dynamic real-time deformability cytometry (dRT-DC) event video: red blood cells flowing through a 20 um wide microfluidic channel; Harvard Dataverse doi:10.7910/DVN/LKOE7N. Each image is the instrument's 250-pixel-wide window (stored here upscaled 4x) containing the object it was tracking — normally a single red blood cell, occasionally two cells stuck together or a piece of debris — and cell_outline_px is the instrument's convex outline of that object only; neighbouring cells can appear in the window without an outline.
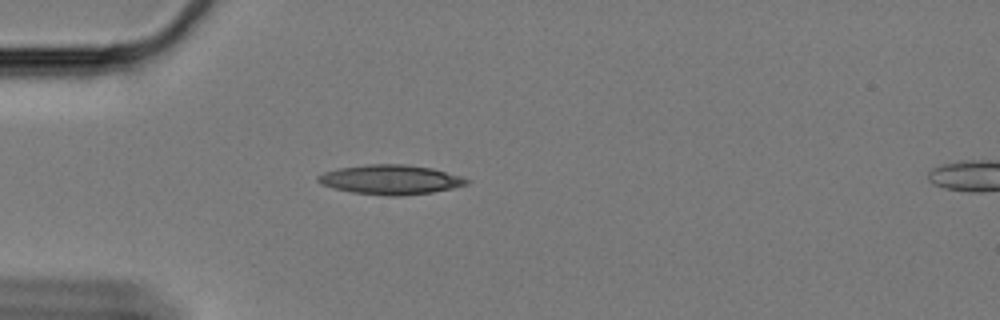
{"species": "Egyptian fruit bat (a non-hibernating species)", "species_latin": "Rousettus aegyptiacus", "temperature_condition": "cold", "stored_images_in_passage": 39, "camera_frame_rate_fps": 3000, "um_per_image_px": 0.085, "animal": {"sex": "female"}, "frame": {"image": 1, "passage_image": 1, "time_ms": 0.0, "image_size_px": [1000, 320], "cell_outline_px": [[472, 180], [468, 184], [452, 188], [432, 192], [400, 196], [388, 196], [352, 192], [332, 188], [320, 184], [316, 180], [316, 176], [324, 172], [340, 168], [368, 164], [404, 164], [432, 168], [460, 176]], "centroid_in_image_um": [33.18, 15.27], "position_along_channel_um": 51.8, "area_um2": 25.61}}
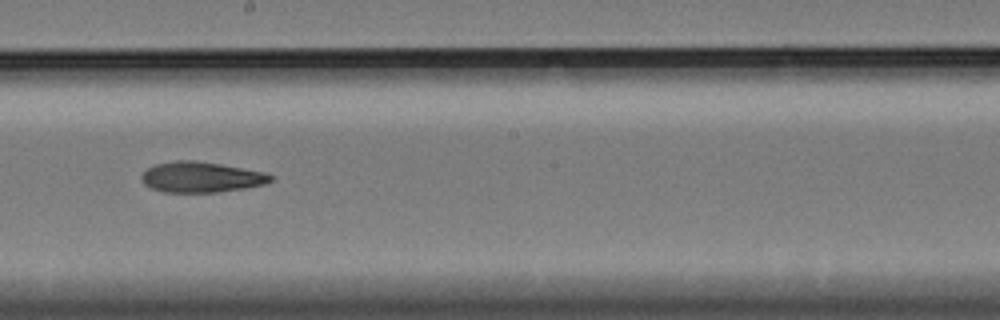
{"frame": {"image": 2, "passage_image": 18, "time_ms": 5.667, "image_size_px": [1000, 320], "cell_outline_px": [[272, 180], [264, 184], [244, 188], [216, 192], [164, 192], [152, 188], [144, 184], [140, 180], [140, 176], [148, 168], [156, 164], [176, 160], [192, 160], [220, 164], [264, 172], [272, 176]], "centroid_in_image_um": [17.06, 15.05], "position_along_channel_um": 231.1, "area_um2": 22.77}}
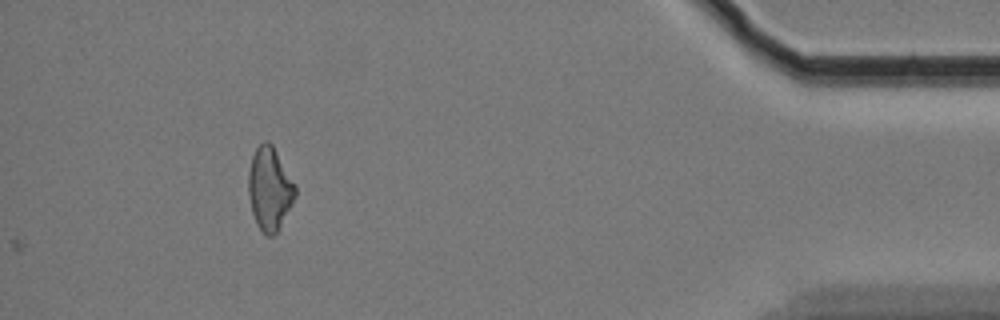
{"frame": {"image": 3, "passage_image": 39, "time_ms": 12.667, "image_size_px": [1000, 320], "cell_outline_px": [[296, 196], [276, 232], [272, 236], [268, 236], [256, 224], [252, 212], [248, 192], [248, 172], [252, 156], [256, 148], [264, 140], [268, 140], [272, 144], [296, 184]], "centroid_in_image_um": [22.91, 16.0], "position_along_channel_um": 412.3, "area_um2": 22.54}, "authors_computed_cell_mechanics": {"area_um2": 22.9466, "velocity_mm_per_s": 3.358, "shape_relaxation_time_tau1_ms": 8.8248, "shape_relaxation_time_tau2_ms": 6.6618, "deformation_change_tau1": 0.1821, "deformation_change_tau2": 0.1474}}